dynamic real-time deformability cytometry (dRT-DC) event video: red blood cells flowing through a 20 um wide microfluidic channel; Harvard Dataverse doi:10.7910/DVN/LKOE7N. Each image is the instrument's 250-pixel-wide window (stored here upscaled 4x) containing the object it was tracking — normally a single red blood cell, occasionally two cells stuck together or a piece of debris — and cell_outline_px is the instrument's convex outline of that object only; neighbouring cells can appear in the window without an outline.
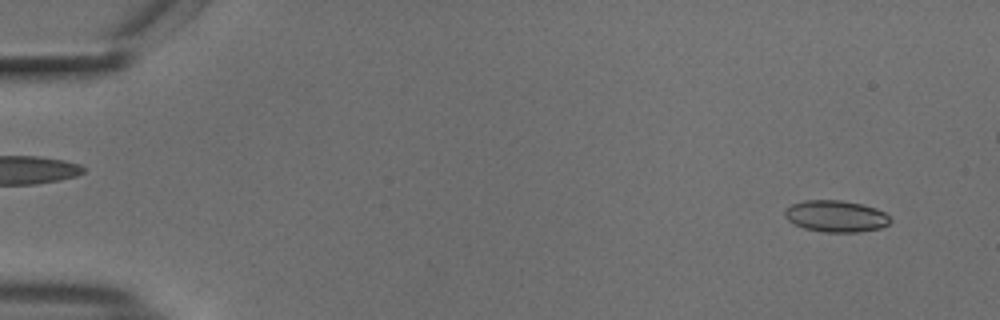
{"species": "common noctule bat (a hibernating species)", "species_latin": "Nyctalus noctula", "temperature_condition": "cold", "stored_images_in_passage": 51, "camera_frame_rate_fps": 3000, "um_per_image_px": 0.085, "animal": {"sex": "male", "body_mass_g": 18.8}, "frame": {"image": 1, "passage_image": 4, "time_ms": 1.0, "image_size_px": [1000, 320], "cell_outline_px": [[892, 220], [888, 224], [880, 228], [860, 232], [824, 232], [804, 228], [788, 220], [784, 216], [784, 208], [792, 204], [804, 200], [840, 200], [860, 204], [876, 208], [884, 212]], "centroid_in_image_um": [71.04, 18.37], "position_along_channel_um": 14.0, "area_um2": 19.42}}
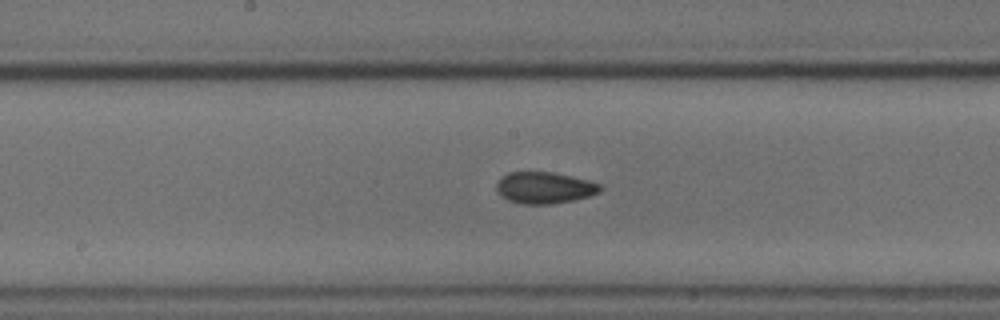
{"frame": {"image": 2, "passage_image": 29, "time_ms": 9.333, "image_size_px": [1000, 320], "cell_outline_px": [[600, 192], [588, 196], [572, 200], [552, 204], [520, 204], [508, 200], [500, 196], [496, 192], [496, 184], [508, 172], [552, 172], [588, 180], [600, 184]], "centroid_in_image_um": [46.24, 15.97], "position_along_channel_um": 202.0, "area_um2": 18.96}}
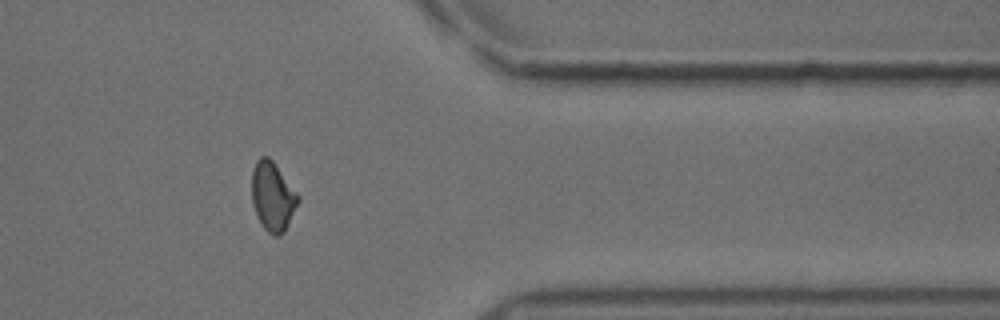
{"frame": {"image": 3, "passage_image": 45, "time_ms": 14.667, "image_size_px": [1000, 320], "cell_outline_px": [[300, 200], [284, 232], [280, 236], [272, 236], [264, 228], [252, 204], [252, 172], [256, 160], [260, 156], [268, 156], [272, 160], [300, 196]], "centroid_in_image_um": [23.18, 16.69], "position_along_channel_um": 388.2, "area_um2": 18.55}}